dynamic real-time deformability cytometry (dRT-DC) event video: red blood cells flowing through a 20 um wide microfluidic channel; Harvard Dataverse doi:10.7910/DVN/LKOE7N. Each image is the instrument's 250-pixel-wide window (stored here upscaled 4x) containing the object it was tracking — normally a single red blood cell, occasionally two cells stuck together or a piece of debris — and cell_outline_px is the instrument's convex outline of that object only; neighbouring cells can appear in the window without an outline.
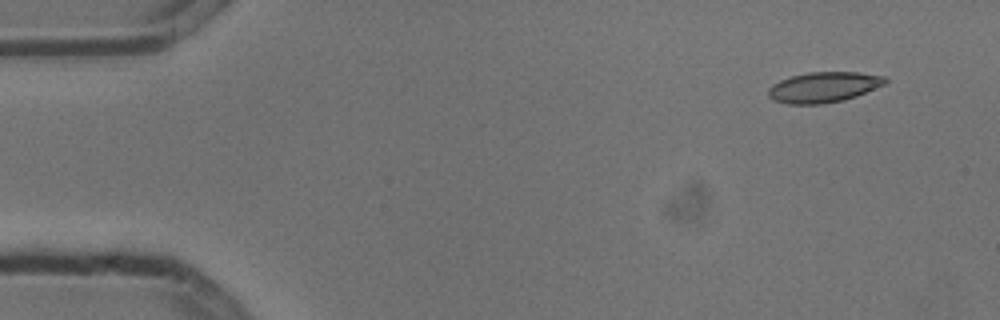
{"species": "common noctule bat (a hibernating species)", "species_latin": "Nyctalus noctula", "temperature_condition": "cold", "stored_images_in_passage": 5, "camera_frame_rate_fps": 3000, "um_per_image_px": 0.085, "animal": {"sex": "male", "body_mass_g": 13.3}, "frame": {"image": 1, "passage_image": 1, "time_ms": 0.0, "image_size_px": [1000, 320], "cell_outline_px": [[888, 80], [884, 84], [856, 96], [844, 100], [820, 104], [788, 104], [772, 100], [768, 96], [768, 88], [772, 84], [780, 80], [792, 76], [808, 72], [856, 72], [884, 76]], "centroid_in_image_um": [69.97, 7.41], "position_along_channel_um": 15.0, "area_um2": 20.69}}
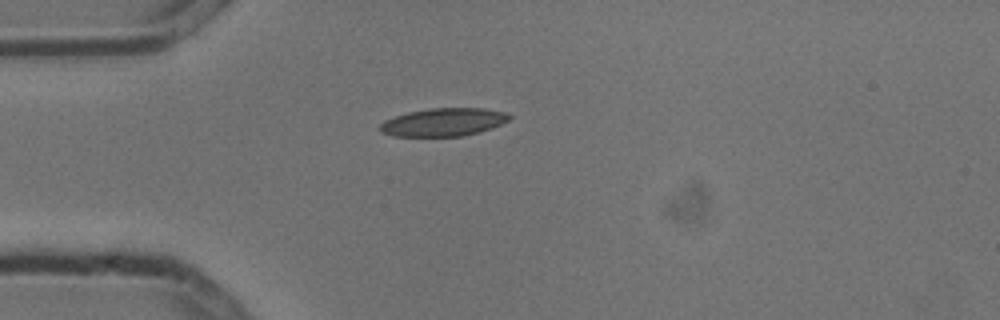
{"frame": {"image": 2, "passage_image": 4, "time_ms": 1.0, "image_size_px": [1000, 320], "cell_outline_px": [[512, 116], [508, 120], [492, 128], [460, 136], [392, 136], [380, 132], [376, 128], [384, 120], [408, 112], [432, 108], [484, 108], [508, 112]], "centroid_in_image_um": [37.67, 10.38], "position_along_channel_um": 47.3, "area_um2": 21.15}}